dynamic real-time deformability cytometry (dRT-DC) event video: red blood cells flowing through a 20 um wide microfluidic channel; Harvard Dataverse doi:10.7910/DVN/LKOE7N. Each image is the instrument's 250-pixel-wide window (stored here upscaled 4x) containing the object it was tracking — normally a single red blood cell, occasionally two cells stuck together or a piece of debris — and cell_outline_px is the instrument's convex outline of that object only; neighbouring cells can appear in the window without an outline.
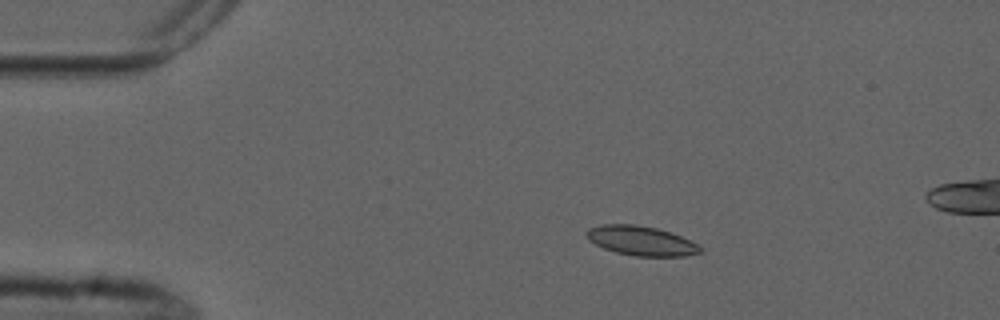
{"species": "common noctule bat (a hibernating species)", "species_latin": "Nyctalus noctula", "temperature_condition": "cold", "stored_images_in_passage": 9, "camera_frame_rate_fps": 3000, "um_per_image_px": 0.085, "animal": {"sex": "male", "forearm_length_mm": 52.5}, "frame": {"image": 1, "passage_image": 3, "time_ms": 3.333, "image_size_px": [1000, 320], "cell_outline_px": [[704, 252], [684, 256], [636, 256], [616, 252], [604, 248], [588, 240], [584, 236], [584, 232], [588, 228], [600, 224], [636, 224], [656, 228], [672, 232], [704, 248]], "centroid_in_image_um": [54.47, 20.45], "position_along_channel_um": 30.5, "area_um2": 19.71}}
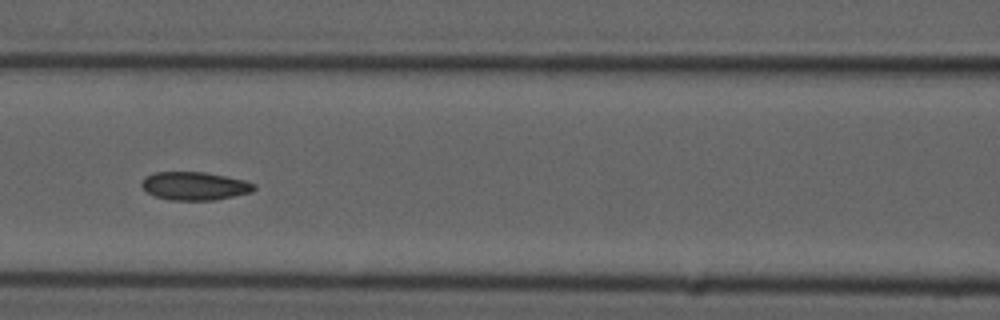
{"frame": {"image": 2, "passage_image": 7, "time_ms": 8.0, "image_size_px": [1000, 320], "cell_outline_px": [[256, 188], [252, 192], [212, 200], [172, 200], [156, 196], [148, 192], [140, 184], [144, 176], [152, 172], [204, 172], [244, 180], [256, 184]], "centroid_in_image_um": [16.53, 15.8], "position_along_channel_um": 150.1, "area_um2": 18.38}}
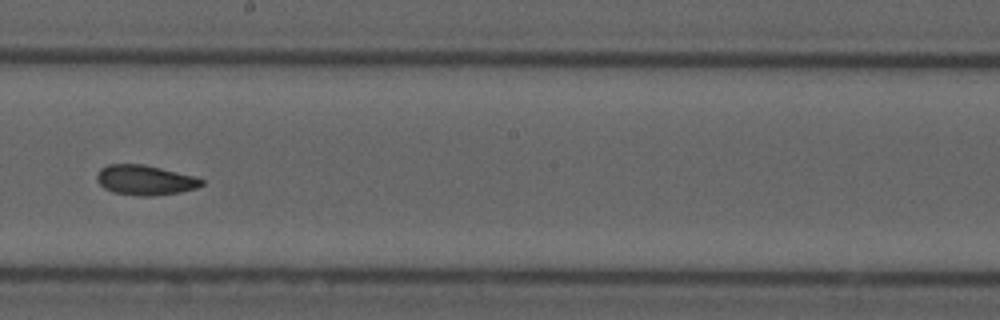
{"frame": {"image": 3, "passage_image": 9, "time_ms": 10.333, "image_size_px": [1000, 320], "cell_outline_px": [[204, 184], [196, 188], [180, 192], [152, 196], [140, 196], [112, 192], [104, 188], [96, 180], [96, 176], [100, 168], [108, 164], [144, 164], [192, 176], [204, 180]], "centroid_in_image_um": [12.29, 15.31], "position_along_channel_um": 235.9, "area_um2": 18.21}}